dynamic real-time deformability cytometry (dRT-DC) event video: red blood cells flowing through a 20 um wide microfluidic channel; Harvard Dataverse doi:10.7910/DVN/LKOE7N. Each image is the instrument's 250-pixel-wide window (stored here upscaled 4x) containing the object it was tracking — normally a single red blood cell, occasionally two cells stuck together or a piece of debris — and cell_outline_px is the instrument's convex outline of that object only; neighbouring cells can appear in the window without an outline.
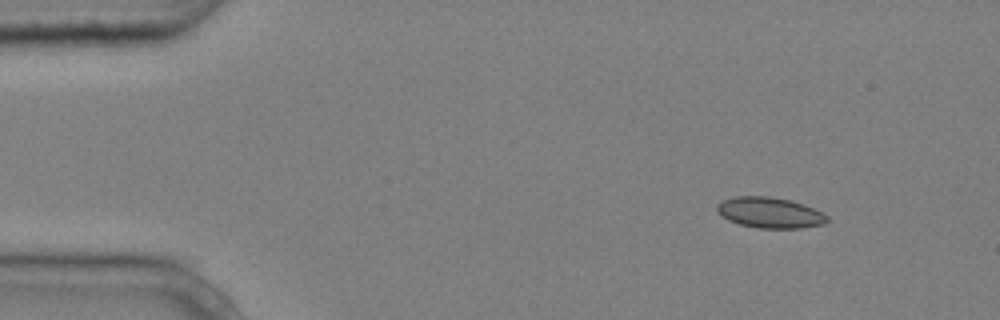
{"species": "common noctule bat (a hibernating species)", "species_latin": "Nyctalus noctula", "temperature_condition": "cold", "stored_images_in_passage": 5, "camera_frame_rate_fps": 3000, "um_per_image_px": 0.085, "animal": {"sex": "male", "body_mass_g": 20.4}, "frame": {"image": 1, "passage_image": 1, "time_ms": 0.0, "image_size_px": [1000, 320], "cell_outline_px": [[828, 220], [824, 224], [800, 228], [756, 228], [740, 224], [728, 220], [716, 212], [716, 204], [720, 200], [736, 196], [768, 196], [792, 200], [804, 204], [828, 216]], "centroid_in_image_um": [65.39, 18.07], "position_along_channel_um": 19.6, "area_um2": 19.88}}